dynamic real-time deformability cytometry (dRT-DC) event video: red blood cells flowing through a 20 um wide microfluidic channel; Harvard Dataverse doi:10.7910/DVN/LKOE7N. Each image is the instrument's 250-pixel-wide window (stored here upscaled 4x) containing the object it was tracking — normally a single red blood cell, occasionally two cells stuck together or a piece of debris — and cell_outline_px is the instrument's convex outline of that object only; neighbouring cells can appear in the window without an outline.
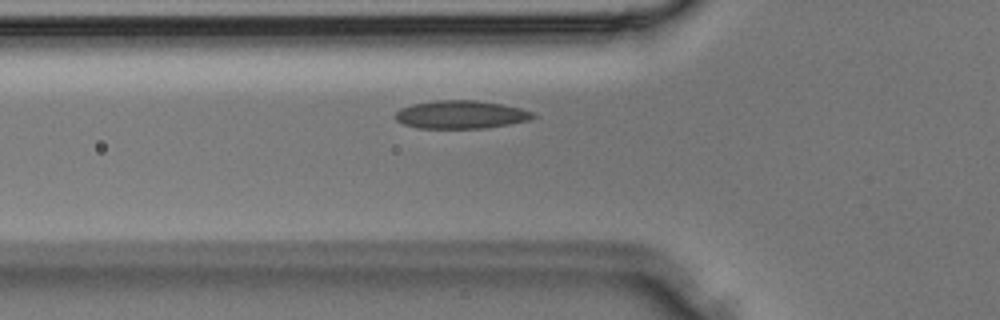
{"species": "Egyptian fruit bat (a non-hibernating species)", "species_latin": "Rousettus aegyptiacus", "temperature_condition": "room temperature", "stored_images_in_passage": 29, "camera_frame_rate_fps": 3000, "um_per_image_px": 0.085, "animal": {"sex": "male"}, "frame": {"image": 1, "passage_image": 7, "time_ms": 2.0, "image_size_px": [1000, 320], "cell_outline_px": [[536, 116], [528, 120], [508, 124], [484, 128], [416, 128], [404, 124], [396, 120], [396, 112], [400, 108], [412, 104], [436, 100], [476, 100], [500, 104], [520, 108], [532, 112]], "centroid_in_image_um": [39.14, 9.74], "position_along_channel_um": 86.7, "area_um2": 22.37}}
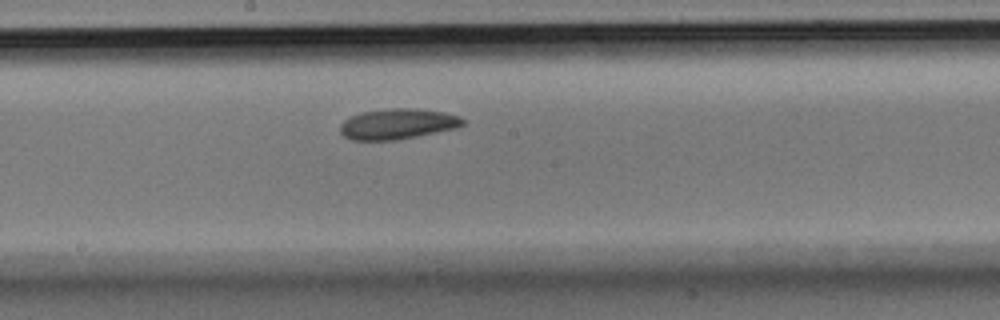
{"frame": {"image": 2, "passage_image": 14, "time_ms": 4.333, "image_size_px": [1000, 320], "cell_outline_px": [[464, 124], [456, 128], [396, 140], [352, 140], [344, 136], [340, 132], [340, 124], [344, 120], [352, 116], [364, 112], [392, 108], [416, 108], [444, 112], [456, 116], [464, 120]], "centroid_in_image_um": [33.77, 10.54], "position_along_channel_um": 214.4, "area_um2": 21.56}}
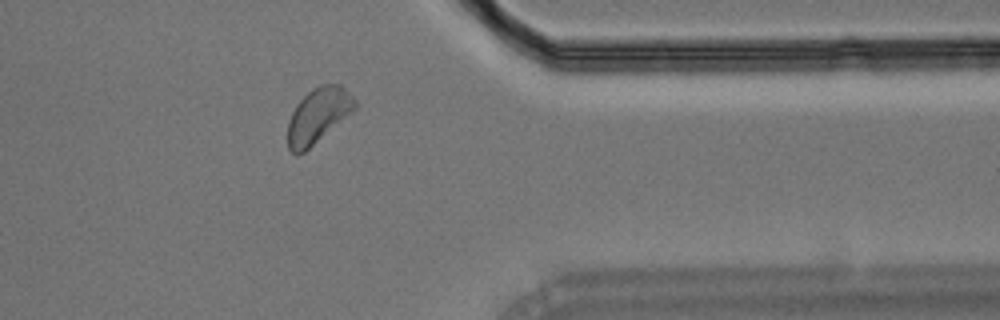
{"frame": {"image": 3, "passage_image": 24, "time_ms": 7.667, "image_size_px": [1000, 320], "cell_outline_px": [[356, 108], [304, 152], [296, 156], [288, 148], [288, 120], [296, 104], [312, 88], [320, 84], [340, 84], [356, 100]], "centroid_in_image_um": [27.01, 9.81], "position_along_channel_um": 384.4, "area_um2": 21.21}}